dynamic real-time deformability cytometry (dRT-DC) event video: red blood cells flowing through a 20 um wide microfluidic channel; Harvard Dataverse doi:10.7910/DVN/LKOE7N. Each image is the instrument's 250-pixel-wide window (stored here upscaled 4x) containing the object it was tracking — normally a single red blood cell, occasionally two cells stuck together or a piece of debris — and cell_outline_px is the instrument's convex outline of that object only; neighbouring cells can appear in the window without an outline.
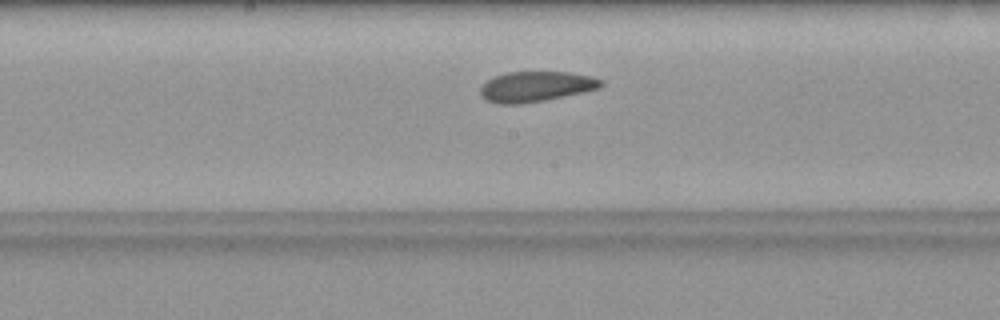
{"species": "common noctule bat (a hibernating species)", "species_latin": "Nyctalus noctula", "temperature_condition": "warm", "stored_images_in_passage": 16, "camera_frame_rate_fps": 3000, "um_per_image_px": 0.085, "animal": {"sex": "female", "body_mass_g": 19.9}, "frame": {"image": 1, "passage_image": 14, "time_ms": 4.333, "image_size_px": [1000, 320], "cell_outline_px": [[604, 84], [600, 88], [584, 92], [544, 100], [520, 104], [496, 104], [484, 100], [480, 96], [480, 88], [492, 76], [508, 72], [568, 72], [592, 76], [604, 80]], "centroid_in_image_um": [45.54, 7.36], "position_along_channel_um": 202.7, "area_um2": 21.56}}